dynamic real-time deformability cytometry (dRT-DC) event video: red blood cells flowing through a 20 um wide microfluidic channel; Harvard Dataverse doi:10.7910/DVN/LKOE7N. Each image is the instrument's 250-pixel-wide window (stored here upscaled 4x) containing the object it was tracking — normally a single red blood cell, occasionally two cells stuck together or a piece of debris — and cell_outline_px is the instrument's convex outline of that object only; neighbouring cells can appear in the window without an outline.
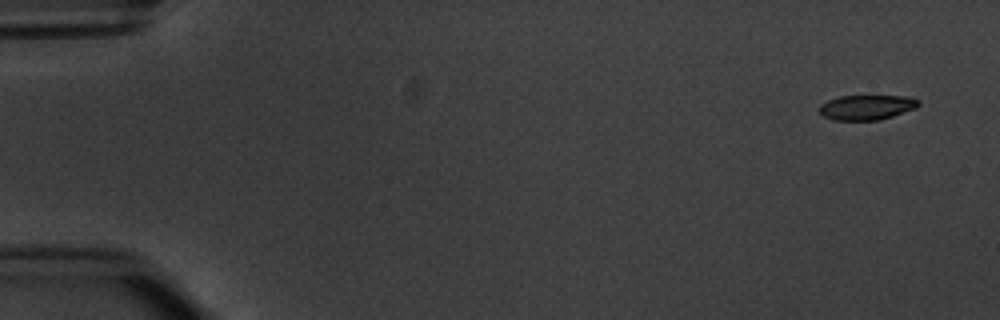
{"species": "common noctule bat (a hibernating species)", "species_latin": "Nyctalus noctula", "temperature_condition": "warm", "stored_images_in_passage": 5, "camera_frame_rate_fps": 3000, "um_per_image_px": 0.085, "animal": {"sex": "male", "body_mass_g": 20.1, "forearm_length_mm": 53.5}, "frame": {"image": 1, "passage_image": 1, "time_ms": 0.0, "image_size_px": [1000, 320], "cell_outline_px": [[920, 104], [916, 108], [880, 120], [832, 120], [824, 116], [820, 112], [820, 104], [828, 100], [840, 96], [912, 96], [920, 100]], "centroid_in_image_um": [73.7, 9.11], "position_along_channel_um": 11.3, "area_um2": 14.45}}
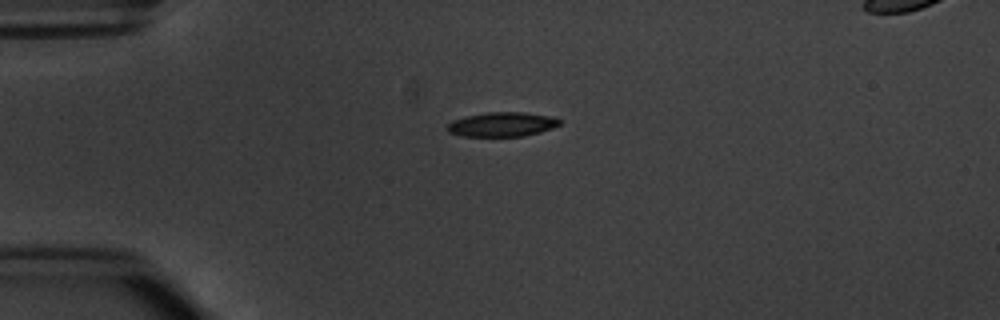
{"frame": {"image": 2, "passage_image": 4, "time_ms": 3.667, "image_size_px": [1000, 320], "cell_outline_px": [[560, 124], [552, 128], [540, 132], [524, 136], [460, 136], [448, 132], [444, 128], [452, 120], [464, 116], [488, 112], [524, 112], [556, 116], [560, 120]], "centroid_in_image_um": [42.66, 10.56], "position_along_channel_um": 42.3, "area_um2": 16.24}}